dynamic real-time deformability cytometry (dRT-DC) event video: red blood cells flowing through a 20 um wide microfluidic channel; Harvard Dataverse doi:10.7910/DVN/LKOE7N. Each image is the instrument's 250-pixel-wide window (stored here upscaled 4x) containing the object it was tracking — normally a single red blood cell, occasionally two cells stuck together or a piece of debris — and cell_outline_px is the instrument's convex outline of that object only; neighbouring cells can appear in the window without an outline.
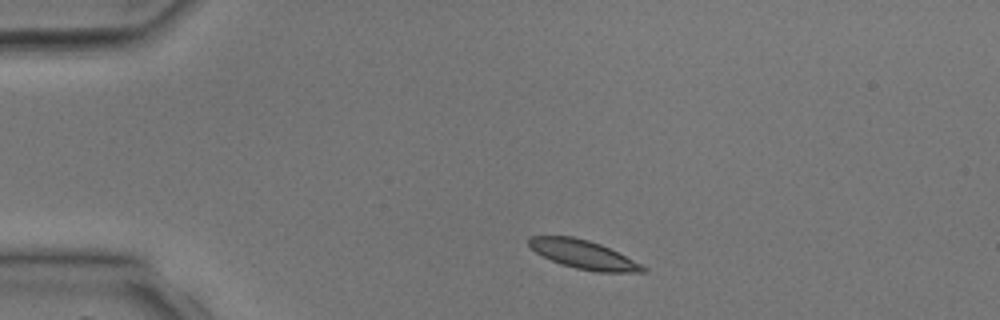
{"species": "common noctule bat (a hibernating species)", "species_latin": "Nyctalus noctula", "temperature_condition": "room temperature", "stored_images_in_passage": 6, "camera_frame_rate_fps": 3000, "um_per_image_px": 0.085, "animal": {"sex": "male", "body_mass_g": 17.9, "forearm_length_mm": 54.2}, "frame": {"image": 1, "passage_image": 6, "time_ms": 5.667, "image_size_px": [1000, 320], "cell_outline_px": [[648, 272], [596, 272], [576, 268], [560, 264], [536, 252], [528, 244], [528, 236], [572, 236], [588, 240], [600, 244], [648, 268]], "centroid_in_image_um": [49.57, 21.63], "position_along_channel_um": 35.4, "area_um2": 18.73}}